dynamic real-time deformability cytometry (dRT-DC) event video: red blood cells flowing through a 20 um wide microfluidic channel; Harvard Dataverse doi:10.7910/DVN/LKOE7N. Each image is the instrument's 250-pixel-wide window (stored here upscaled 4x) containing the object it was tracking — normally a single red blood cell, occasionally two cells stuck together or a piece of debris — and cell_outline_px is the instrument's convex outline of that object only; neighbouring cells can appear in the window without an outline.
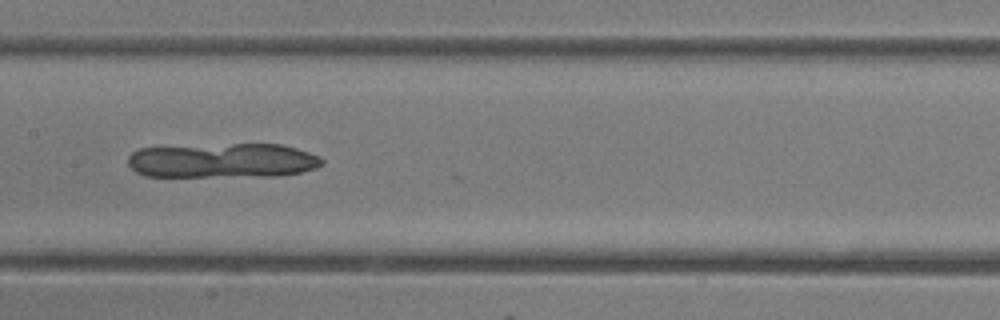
{"species": "common noctule bat (a hibernating species)", "species_latin": "Nyctalus noctula", "temperature_condition": "room temperature", "stored_images_in_passage": 41, "camera_frame_rate_fps": 3000, "um_per_image_px": 0.085, "animal": {"sex": "female"}, "frame": {"image": 1, "passage_image": 20, "time_ms": 6.333, "image_size_px": [1000, 320], "cell_outline_px": [[324, 164], [316, 168], [300, 172], [280, 176], [144, 176], [136, 172], [128, 164], [128, 156], [132, 152], [140, 148], [232, 144], [280, 144], [296, 148], [320, 156], [324, 160]], "centroid_in_image_um": [18.96, 13.65], "position_along_channel_um": 188.4, "area_um2": 39.19}}
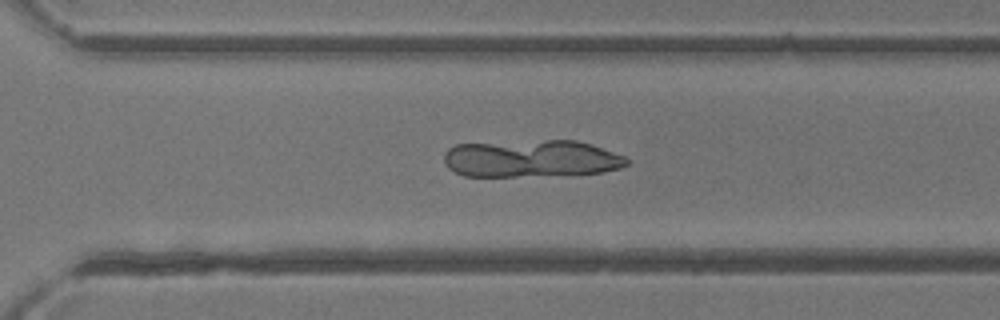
{"frame": {"image": 2, "passage_image": 28, "time_ms": 9.0, "image_size_px": [1000, 320], "cell_outline_px": [[628, 164], [620, 168], [604, 172], [516, 176], [464, 176], [448, 168], [444, 160], [444, 152], [448, 148], [456, 144], [548, 140], [576, 140], [592, 144], [624, 156], [628, 160]], "centroid_in_image_um": [45.14, 13.47], "position_along_channel_um": 325.5, "area_um2": 39.48}}